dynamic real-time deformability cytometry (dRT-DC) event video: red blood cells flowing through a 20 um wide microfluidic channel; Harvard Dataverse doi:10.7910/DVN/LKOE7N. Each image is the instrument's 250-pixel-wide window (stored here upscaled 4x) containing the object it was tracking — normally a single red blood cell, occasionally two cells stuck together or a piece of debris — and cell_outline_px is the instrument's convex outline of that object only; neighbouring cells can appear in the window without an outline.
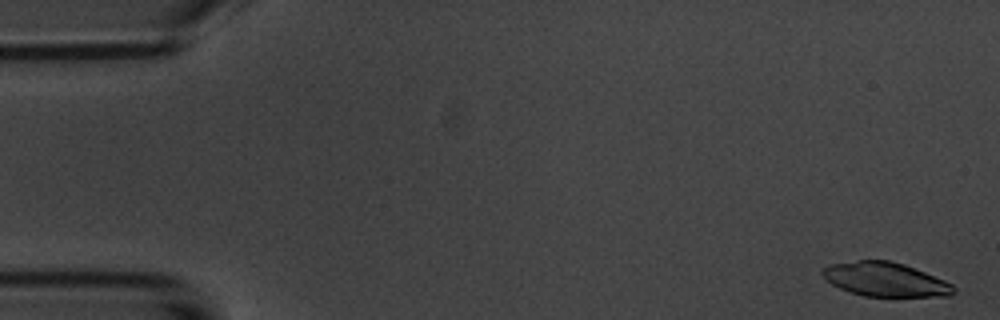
{"species": "common noctule bat (a hibernating species)", "species_latin": "Nyctalus noctula", "temperature_condition": "room temperature", "stored_images_in_passage": 55, "camera_frame_rate_fps": 3000, "um_per_image_px": 0.085, "animal": {"sex": "male", "body_mass_g": 20.1, "forearm_length_mm": 53.5}, "frame": {"image": 1, "passage_image": 2, "time_ms": 0.333, "image_size_px": [1000, 320], "cell_outline_px": [[956, 292], [948, 296], [864, 296], [840, 288], [832, 284], [820, 272], [824, 268], [832, 264], [860, 260], [888, 260], [904, 264], [944, 280], [952, 284], [956, 288]], "centroid_in_image_um": [75.28, 23.75], "position_along_channel_um": 9.7, "area_um2": 25.66}}
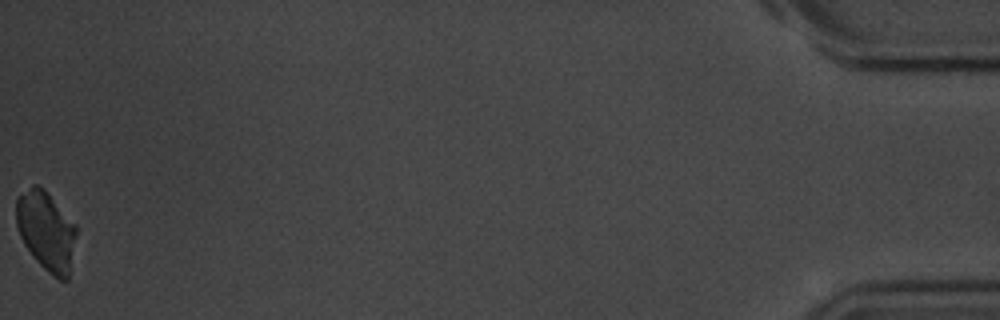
{"frame": {"image": 2, "passage_image": 55, "time_ms": 18.0, "image_size_px": [1000, 320], "cell_outline_px": [[76, 232], [68, 280], [60, 280], [52, 276], [32, 256], [24, 244], [20, 236], [16, 224], [16, 200], [32, 184], [36, 184], [44, 188], [48, 192], [76, 224]], "centroid_in_image_um": [3.92, 19.62], "position_along_channel_um": 431.3, "area_um2": 27.69}}